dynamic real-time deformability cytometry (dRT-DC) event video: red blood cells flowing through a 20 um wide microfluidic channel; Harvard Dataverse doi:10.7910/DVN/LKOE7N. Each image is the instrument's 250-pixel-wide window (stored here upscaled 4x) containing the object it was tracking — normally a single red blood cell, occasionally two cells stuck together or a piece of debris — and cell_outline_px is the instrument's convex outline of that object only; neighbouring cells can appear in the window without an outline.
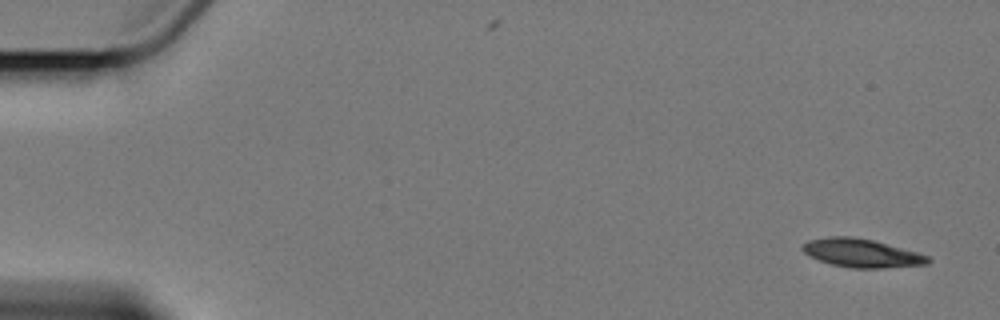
{"species": "Egyptian fruit bat (a non-hibernating species)", "species_latin": "Rousettus aegyptiacus", "temperature_condition": "cold", "stored_images_in_passage": 5, "camera_frame_rate_fps": 3000, "um_per_image_px": 0.085, "animal": {"sex": "female"}, "frame": {"image": 1, "passage_image": 1, "time_ms": 0.0, "image_size_px": [1000, 320], "cell_outline_px": [[932, 260], [928, 264], [884, 268], [852, 268], [832, 264], [820, 260], [804, 252], [800, 248], [808, 240], [828, 236], [852, 236], [872, 240], [916, 252], [928, 256]], "centroid_in_image_um": [73.24, 21.51], "position_along_channel_um": 11.8, "area_um2": 20.58}}
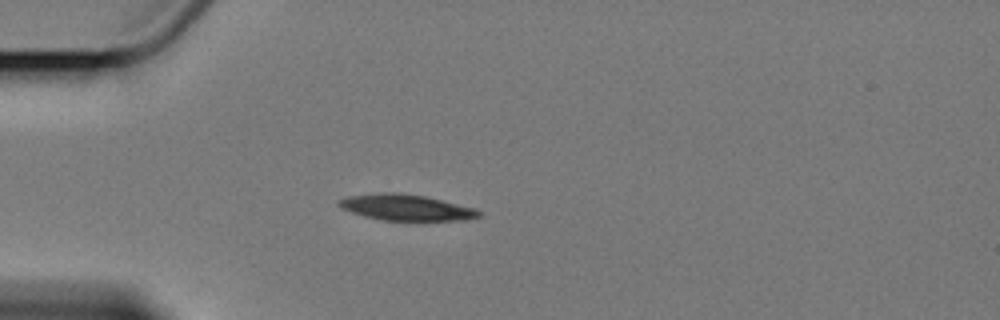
{"frame": {"image": 2, "passage_image": 5, "time_ms": 4.667, "image_size_px": [1000, 320], "cell_outline_px": [[484, 212], [480, 216], [468, 220], [384, 220], [364, 216], [340, 208], [336, 204], [340, 200], [348, 196], [380, 192], [400, 192], [424, 196], [476, 208]], "centroid_in_image_um": [34.54, 17.63], "position_along_channel_um": 50.5, "area_um2": 21.27}}